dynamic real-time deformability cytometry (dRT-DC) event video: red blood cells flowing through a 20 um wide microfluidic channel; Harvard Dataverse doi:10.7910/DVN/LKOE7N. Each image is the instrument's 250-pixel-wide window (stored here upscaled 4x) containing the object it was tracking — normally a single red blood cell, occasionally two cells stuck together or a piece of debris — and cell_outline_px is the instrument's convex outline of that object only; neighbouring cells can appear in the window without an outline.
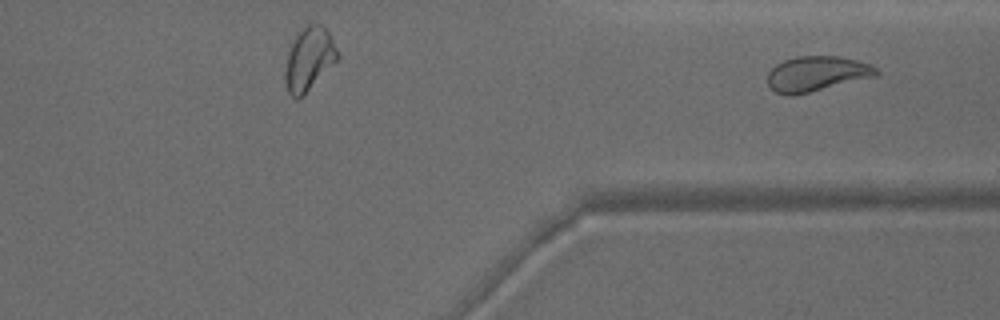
{"species": "common noctule bat (a hibernating species)", "species_latin": "Nyctalus noctula", "temperature_condition": "warm", "stored_images_in_passage": 28, "segment_of_instrument_passage": [2, 2], "camera_frame_rate_fps": 3000, "um_per_image_px": 0.085, "animal": {"sex": "male", "body_mass_g": 15.6}, "frame": {"image": 1, "passage_image": 28, "time_ms": 9.0, "image_size_px": [1000, 320], "cell_outline_px": [[880, 72], [876, 76], [792, 96], [788, 96], [776, 92], [768, 84], [768, 72], [776, 64], [784, 60], [796, 56], [836, 56], [856, 60], [868, 64], [876, 68]], "centroid_in_image_um": [69.39, 6.27], "position_along_channel_um": 342.0, "area_um2": 22.02}}